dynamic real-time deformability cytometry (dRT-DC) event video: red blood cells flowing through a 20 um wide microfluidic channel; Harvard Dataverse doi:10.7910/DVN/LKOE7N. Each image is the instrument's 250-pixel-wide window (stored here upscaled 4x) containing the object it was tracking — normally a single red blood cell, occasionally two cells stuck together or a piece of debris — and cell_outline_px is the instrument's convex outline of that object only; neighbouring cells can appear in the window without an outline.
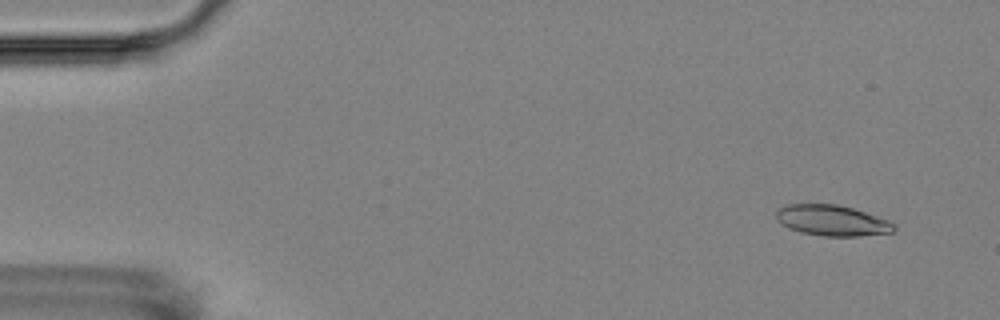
{"species": "Egyptian fruit bat (a non-hibernating species)", "species_latin": "Rousettus aegyptiacus", "temperature_condition": "room temperature", "stored_images_in_passage": 7, "camera_frame_rate_fps": 3000, "um_per_image_px": 0.085, "animal": {"sex": "female"}, "frame": {"image": 1, "passage_image": 2, "time_ms": 1.0, "image_size_px": [1000, 320], "cell_outline_px": [[896, 228], [892, 232], [860, 236], [824, 236], [800, 232], [788, 228], [776, 220], [776, 212], [780, 208], [788, 204], [836, 204], [852, 208], [888, 220], [896, 224]], "centroid_in_image_um": [70.72, 18.74], "position_along_channel_um": 14.3, "area_um2": 21.04}}
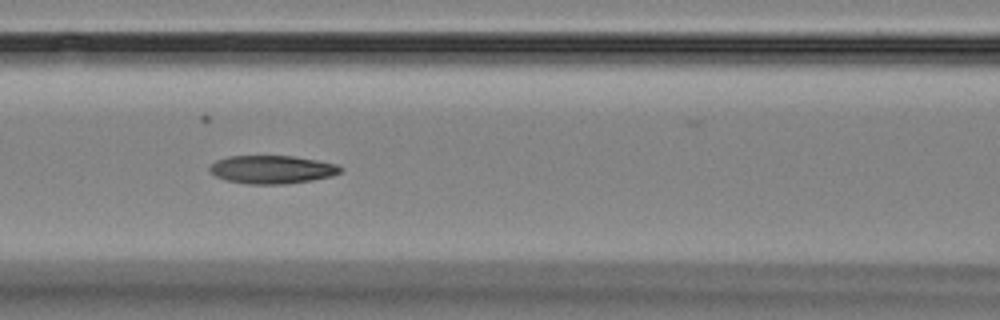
{"frame": {"image": 2, "passage_image": 7, "time_ms": 7.667, "image_size_px": [1000, 320], "cell_outline_px": [[344, 168], [340, 172], [332, 176], [312, 180], [284, 184], [248, 184], [228, 180], [216, 176], [208, 168], [216, 160], [228, 156], [292, 156], [316, 160], [336, 164]], "centroid_in_image_um": [23.14, 14.4], "position_along_channel_um": 143.5, "area_um2": 21.33}}